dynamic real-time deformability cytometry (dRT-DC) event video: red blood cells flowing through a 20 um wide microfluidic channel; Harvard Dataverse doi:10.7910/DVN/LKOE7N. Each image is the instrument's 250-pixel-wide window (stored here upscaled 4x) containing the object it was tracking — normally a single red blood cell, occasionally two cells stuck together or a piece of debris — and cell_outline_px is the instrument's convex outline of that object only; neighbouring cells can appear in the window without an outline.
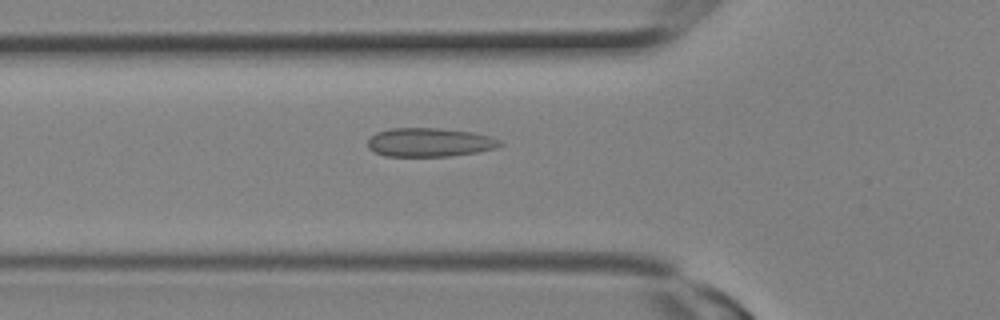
{"species": "Egyptian fruit bat (a non-hibernating species)", "species_latin": "Rousettus aegyptiacus", "temperature_condition": "room temperature", "stored_images_in_passage": 9, "camera_frame_rate_fps": 3000, "um_per_image_px": 0.085, "animal": {"sex": "female"}, "frame": {"image": 1, "passage_image": 4, "time_ms": 1.0, "image_size_px": [1000, 320], "cell_outline_px": [[504, 144], [496, 148], [476, 152], [448, 156], [384, 156], [368, 148], [368, 140], [376, 132], [392, 128], [436, 128], [472, 132], [488, 136], [500, 140]], "centroid_in_image_um": [36.51, 12.1], "position_along_channel_um": 89.3, "area_um2": 22.02}}
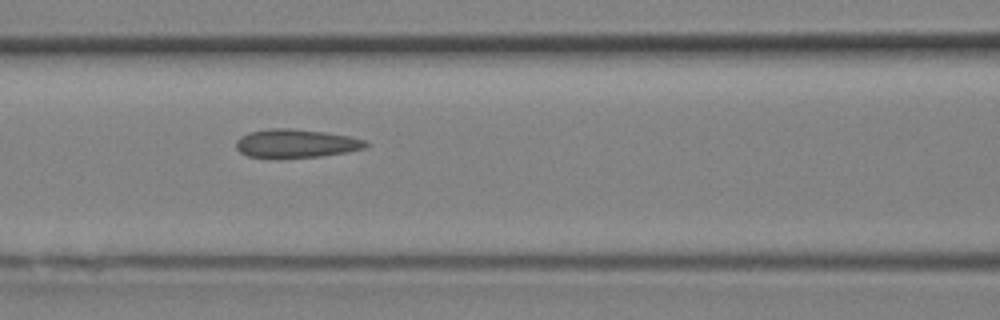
{"frame": {"image": 2, "passage_image": 6, "time_ms": 1.667, "image_size_px": [1000, 320], "cell_outline_px": [[368, 144], [364, 148], [344, 152], [320, 156], [248, 156], [240, 152], [236, 148], [236, 140], [240, 136], [248, 132], [268, 128], [292, 128], [324, 132], [348, 136], [364, 140]], "centroid_in_image_um": [25.11, 12.15], "position_along_channel_um": 141.5, "area_um2": 20.92}}
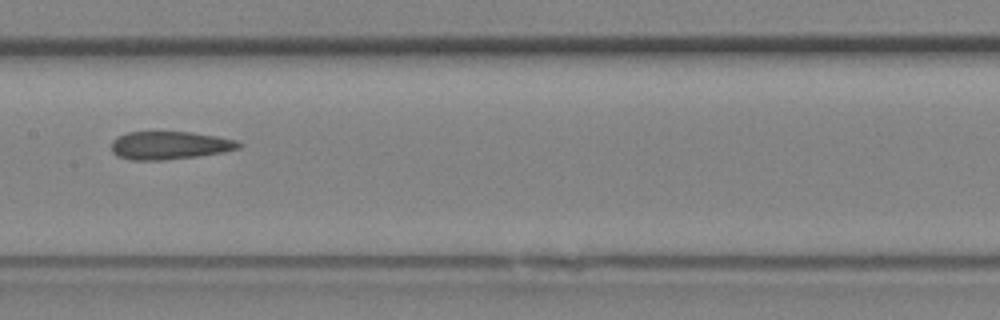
{"frame": {"image": 3, "passage_image": 8, "time_ms": 2.333, "image_size_px": [1000, 320], "cell_outline_px": [[244, 144], [240, 148], [224, 152], [196, 156], [164, 160], [132, 160], [116, 156], [112, 152], [112, 140], [116, 136], [128, 132], [192, 132], [216, 136], [236, 140]], "centroid_in_image_um": [14.41, 12.35], "position_along_channel_um": 193.0, "area_um2": 20.92}}